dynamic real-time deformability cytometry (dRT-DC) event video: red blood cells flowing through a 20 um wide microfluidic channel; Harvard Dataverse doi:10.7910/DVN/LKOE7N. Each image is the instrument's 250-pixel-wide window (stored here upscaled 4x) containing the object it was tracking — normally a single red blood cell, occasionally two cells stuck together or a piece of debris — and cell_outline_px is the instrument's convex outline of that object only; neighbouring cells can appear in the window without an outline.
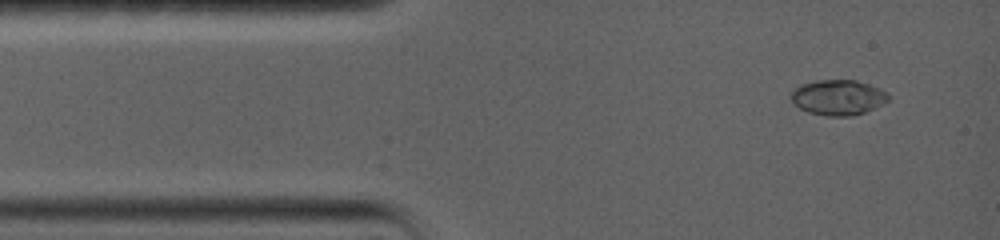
{"species": "common noctule bat (a hibernating species)", "species_latin": "Nyctalus noctula", "temperature_condition": "warm", "stored_images_in_passage": 3, "camera_frame_rate_fps": 5000, "um_per_image_px": 0.085, "animal": {"sex": "female", "body_mass_g": 19.0, "forearm_length_mm": 56.7}, "frame": {"image": 1, "passage_image": 1, "time_ms": 0.0, "image_size_px": [1000, 240], "cell_outline_px": [[888, 100], [864, 112], [852, 116], [828, 116], [808, 112], [800, 108], [792, 100], [792, 92], [800, 84], [820, 80], [856, 80], [880, 88], [888, 92]], "centroid_in_image_um": [71.24, 8.27], "position_along_channel_um": 13.8, "area_um2": 19.71}}
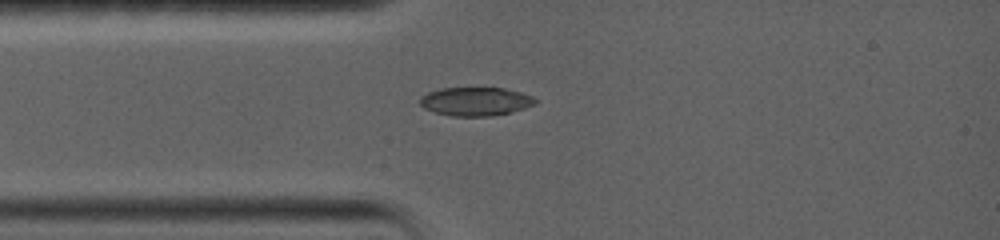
{"frame": {"image": 2, "passage_image": 3, "time_ms": 2.2, "image_size_px": [1000, 240], "cell_outline_px": [[536, 104], [512, 112], [492, 116], [452, 116], [436, 112], [424, 108], [420, 104], [420, 96], [428, 92], [440, 88], [504, 88], [520, 92], [532, 96], [536, 100]], "centroid_in_image_um": [40.42, 8.62], "position_along_channel_um": 44.6, "area_um2": 19.19}}